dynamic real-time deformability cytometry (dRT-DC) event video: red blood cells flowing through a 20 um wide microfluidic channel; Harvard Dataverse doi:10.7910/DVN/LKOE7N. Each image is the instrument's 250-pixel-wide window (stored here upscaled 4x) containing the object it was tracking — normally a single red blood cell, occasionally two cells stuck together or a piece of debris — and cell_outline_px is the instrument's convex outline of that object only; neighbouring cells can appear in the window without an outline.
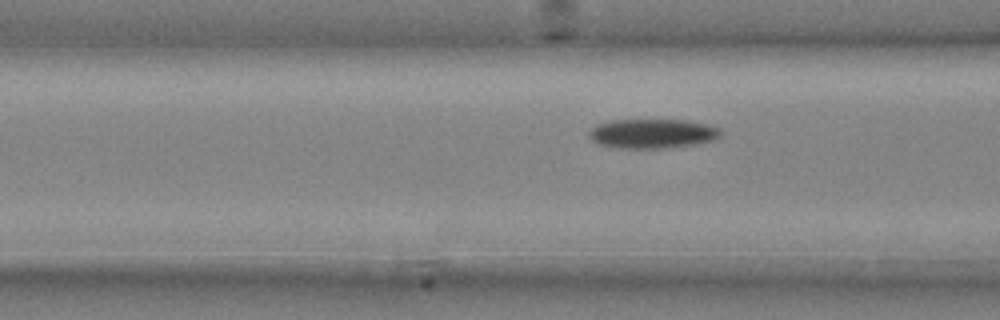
{"species": "common noctule bat (a hibernating species)", "species_latin": "Nyctalus noctula", "temperature_condition": "cold", "stored_images_in_passage": 6, "camera_frame_rate_fps": 3000, "um_per_image_px": 0.085, "animal": {"sex": "male", "body_mass_g": 20.4}, "frame": {"image": 1, "passage_image": 6, "time_ms": 1.667, "image_size_px": [1000, 320], "cell_outline_px": [[720, 136], [716, 140], [696, 144], [672, 148], [616, 148], [596, 144], [588, 136], [588, 132], [596, 124], [612, 120], [684, 120], [708, 124], [720, 128]], "centroid_in_image_um": [55.45, 11.36], "position_along_channel_um": 111.2, "area_um2": 22.89}}